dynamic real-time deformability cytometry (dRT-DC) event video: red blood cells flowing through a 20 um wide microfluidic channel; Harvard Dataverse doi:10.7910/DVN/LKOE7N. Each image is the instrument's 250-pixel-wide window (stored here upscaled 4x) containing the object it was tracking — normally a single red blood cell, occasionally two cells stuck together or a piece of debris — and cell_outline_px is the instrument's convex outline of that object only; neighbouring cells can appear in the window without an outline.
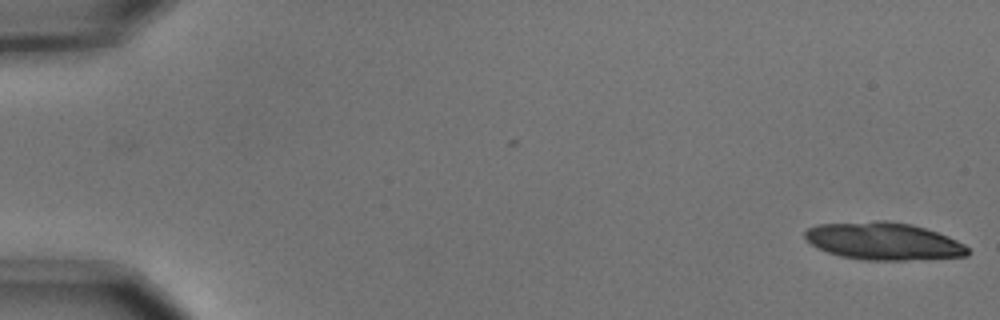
{"species": "common noctule bat (a hibernating species)", "species_latin": "Nyctalus noctula", "temperature_condition": "cold", "stored_images_in_passage": 2, "camera_frame_rate_fps": 3000, "um_per_image_px": 0.085, "animal": {"sex": "male", "body_mass_g": 15.6}, "frame": {"image": 1, "passage_image": 2, "time_ms": 0.333, "image_size_px": [1000, 320], "cell_outline_px": [[972, 252], [968, 256], [904, 260], [864, 260], [840, 256], [828, 252], [812, 244], [804, 236], [804, 232], [808, 228], [816, 224], [876, 220], [888, 220], [912, 224], [948, 236], [964, 244]], "centroid_in_image_um": [75.11, 20.49], "position_along_channel_um": 9.9, "area_um2": 35.66}}